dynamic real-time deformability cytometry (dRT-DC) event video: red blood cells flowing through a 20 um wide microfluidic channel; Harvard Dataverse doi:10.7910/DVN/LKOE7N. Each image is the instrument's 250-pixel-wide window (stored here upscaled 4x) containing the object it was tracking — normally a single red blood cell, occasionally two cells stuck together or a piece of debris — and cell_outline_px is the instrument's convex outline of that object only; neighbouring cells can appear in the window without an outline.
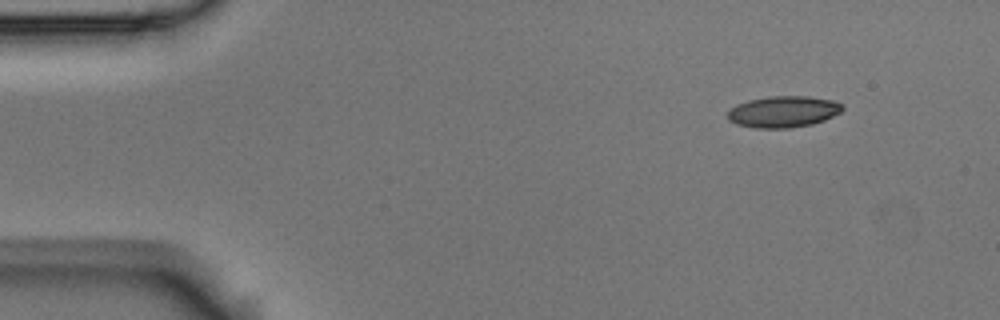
{"species": "Egyptian fruit bat (a non-hibernating species)", "species_latin": "Rousettus aegyptiacus", "temperature_condition": "room temperature", "stored_images_in_passage": 4, "camera_frame_rate_fps": 3000, "um_per_image_px": 0.085, "animal": {"sex": "male"}, "frame": {"image": 1, "passage_image": 1, "time_ms": 0.0, "image_size_px": [1000, 320], "cell_outline_px": [[844, 108], [840, 112], [824, 120], [812, 124], [792, 128], [752, 128], [736, 124], [728, 120], [728, 112], [736, 104], [748, 100], [768, 96], [808, 96], [832, 100], [844, 104]], "centroid_in_image_um": [66.58, 9.49], "position_along_channel_um": 18.4, "area_um2": 21.15}}
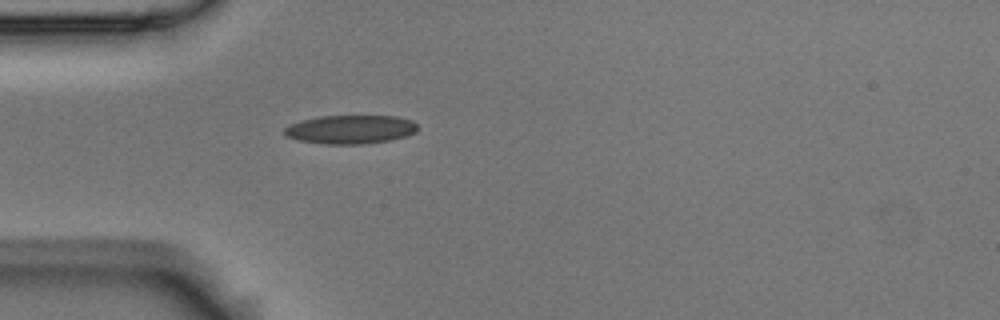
{"frame": {"image": 2, "passage_image": 4, "time_ms": 1.0, "image_size_px": [1000, 320], "cell_outline_px": [[416, 132], [404, 136], [388, 140], [360, 144], [324, 144], [300, 140], [288, 136], [284, 132], [284, 128], [292, 124], [304, 120], [320, 116], [396, 116], [412, 120], [416, 124]], "centroid_in_image_um": [29.81, 10.99], "position_along_channel_um": 55.2, "area_um2": 21.85}}